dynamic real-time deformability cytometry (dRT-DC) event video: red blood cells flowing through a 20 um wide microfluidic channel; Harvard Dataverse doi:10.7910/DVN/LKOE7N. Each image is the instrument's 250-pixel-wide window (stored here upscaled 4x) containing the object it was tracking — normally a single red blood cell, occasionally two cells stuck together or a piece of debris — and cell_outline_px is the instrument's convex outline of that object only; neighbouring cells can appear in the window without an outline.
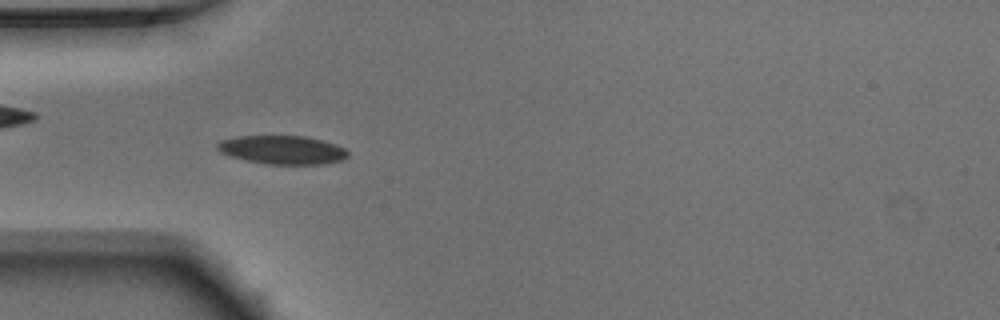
{"species": "Egyptian fruit bat (a non-hibernating species)", "species_latin": "Rousettus aegyptiacus", "temperature_condition": "warm", "stored_images_in_passage": 52, "camera_frame_rate_fps": 3000, "um_per_image_px": 0.085, "animal": {"sex": "male"}, "frame": {"image": 1, "passage_image": 16, "time_ms": 5.0, "image_size_px": [1000, 320], "cell_outline_px": [[348, 156], [344, 160], [320, 164], [268, 164], [248, 160], [232, 156], [220, 152], [216, 148], [216, 144], [220, 140], [236, 136], [304, 136], [324, 140], [336, 144], [344, 148], [348, 152]], "centroid_in_image_um": [24.02, 12.73], "position_along_channel_um": 61.0, "area_um2": 21.73}}
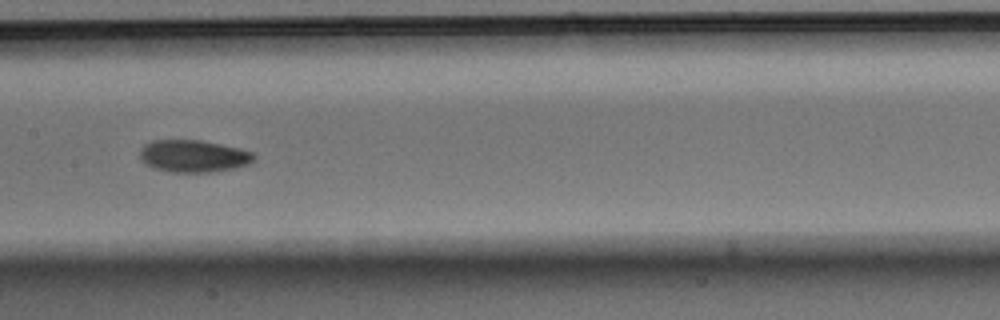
{"frame": {"image": 2, "passage_image": 26, "time_ms": 8.333, "image_size_px": [1000, 320], "cell_outline_px": [[256, 160], [248, 164], [236, 168], [208, 172], [172, 172], [156, 168], [144, 164], [140, 160], [140, 148], [144, 144], [152, 140], [200, 140], [240, 148], [252, 152], [256, 156]], "centroid_in_image_um": [16.44, 13.26], "position_along_channel_um": 191.0, "area_um2": 21.56}}
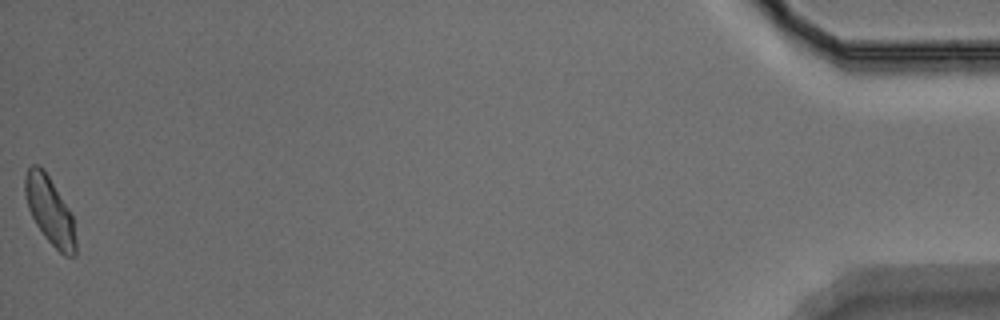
{"frame": {"image": 3, "passage_image": 52, "time_ms": 17.0, "image_size_px": [1000, 320], "cell_outline_px": [[76, 256], [64, 256], [44, 236], [36, 224], [28, 208], [24, 192], [24, 176], [28, 168], [32, 164], [36, 164], [44, 168], [68, 208], [72, 216], [76, 244]], "centroid_in_image_um": [4.21, 17.88], "position_along_channel_um": 431.0, "area_um2": 19.83}, "authors_computed_cell_mechanics": {"area_um2": 20.4034, "velocity_mm_per_s": 3.923, "shape_relaxation_time_tau1_ms": 3.2709, "shape_relaxation_time_tau2_ms": 9.0369, "deformation_change_tau1": 0.1124, "deformation_change_tau2": 0.1288}}